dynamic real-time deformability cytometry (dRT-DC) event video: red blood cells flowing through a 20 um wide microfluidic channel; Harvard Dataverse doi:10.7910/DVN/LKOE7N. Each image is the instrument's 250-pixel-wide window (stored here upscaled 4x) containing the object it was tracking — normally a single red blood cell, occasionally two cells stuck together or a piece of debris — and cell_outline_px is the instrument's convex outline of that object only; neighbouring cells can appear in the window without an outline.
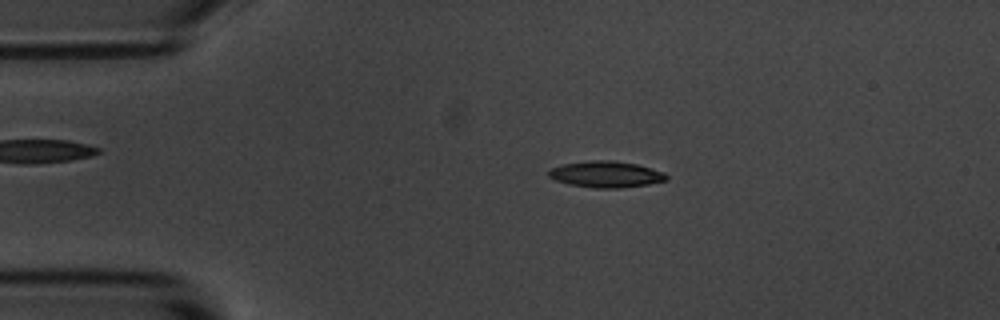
{"species": "common noctule bat (a hibernating species)", "species_latin": "Nyctalus noctula", "temperature_condition": "room temperature", "stored_images_in_passage": 50, "camera_frame_rate_fps": 3000, "um_per_image_px": 0.085, "animal": {"sex": "male", "body_mass_g": 20.1, "forearm_length_mm": 53.5}, "frame": {"image": 1, "passage_image": 7, "time_ms": 2.0, "image_size_px": [1000, 320], "cell_outline_px": [[668, 180], [648, 184], [620, 188], [596, 188], [568, 184], [556, 180], [548, 176], [548, 172], [552, 168], [564, 164], [588, 160], [612, 160], [636, 164], [664, 172], [668, 176]], "centroid_in_image_um": [51.52, 14.81], "position_along_channel_um": 33.5, "area_um2": 17.98}}
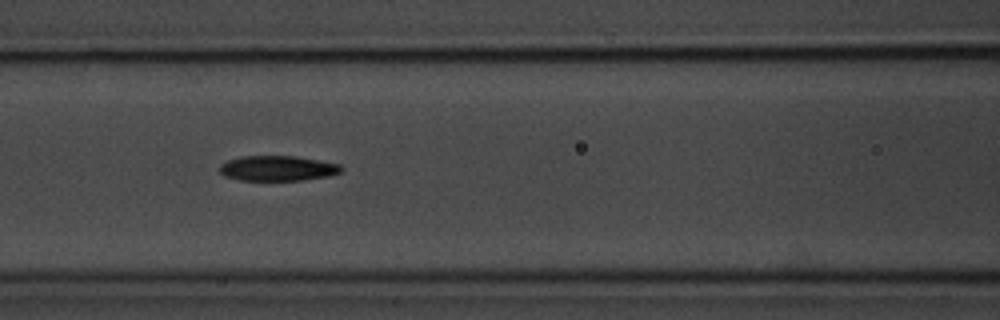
{"frame": {"image": 2, "passage_image": 19, "time_ms": 6.0, "image_size_px": [1000, 320], "cell_outline_px": [[344, 168], [340, 172], [328, 176], [300, 180], [240, 180], [224, 176], [220, 172], [220, 164], [228, 160], [240, 156], [296, 156], [340, 164]], "centroid_in_image_um": [23.59, 14.3], "position_along_channel_um": 143.0, "area_um2": 17.8}}
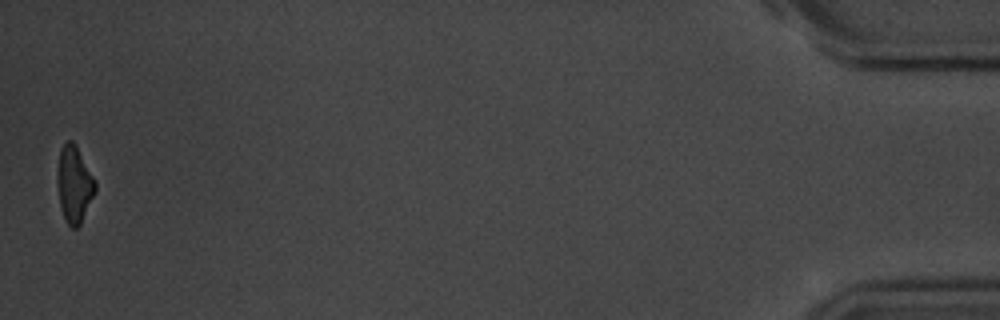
{"frame": {"image": 3, "passage_image": 50, "time_ms": 16.333, "image_size_px": [1000, 320], "cell_outline_px": [[96, 192], [80, 224], [76, 228], [72, 228], [68, 224], [60, 208], [56, 180], [56, 176], [60, 148], [68, 140], [72, 140], [76, 144], [96, 180]], "centroid_in_image_um": [6.31, 15.64], "position_along_channel_um": 428.9, "area_um2": 17.22}, "authors_computed_cell_mechanics": {"area_um2": 17.8602, "velocity_mm_per_s": 3.6865, "shape_relaxation_time_tau1_ms": 2.9587, "shape_relaxation_time_tau2_ms": 5.2892, "deformation_change_tau1": 0.134, "deformation_change_tau2": 0.121}}